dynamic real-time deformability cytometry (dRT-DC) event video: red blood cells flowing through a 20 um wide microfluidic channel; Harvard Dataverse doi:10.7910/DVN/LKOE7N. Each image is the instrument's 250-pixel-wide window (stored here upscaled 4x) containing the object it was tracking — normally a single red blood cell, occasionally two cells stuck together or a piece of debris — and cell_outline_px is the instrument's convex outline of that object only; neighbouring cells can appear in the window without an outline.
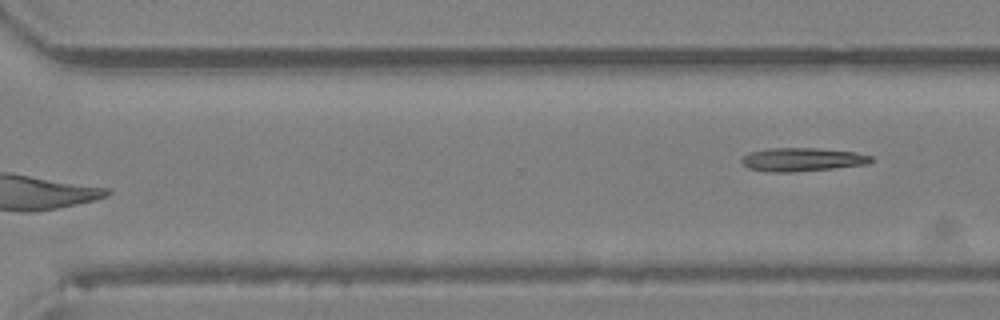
{"species": "Egyptian fruit bat (a non-hibernating species)", "species_latin": "Rousettus aegyptiacus", "temperature_condition": "room temperature", "stored_images_in_passage": 19, "segment_of_instrument_passage": [2, 2], "camera_frame_rate_fps": 3000, "um_per_image_px": 0.085, "animal": {"sex": "female"}, "frame": {"image": 1, "passage_image": 19, "time_ms": 6.0, "image_size_px": [1000, 320], "cell_outline_px": [[872, 160], [868, 164], [832, 168], [792, 172], [768, 172], [748, 168], [740, 160], [748, 152], [768, 148], [816, 148], [856, 152], [872, 156]], "centroid_in_image_um": [68.16, 13.55], "position_along_channel_um": 302.4, "area_um2": 17.69}}